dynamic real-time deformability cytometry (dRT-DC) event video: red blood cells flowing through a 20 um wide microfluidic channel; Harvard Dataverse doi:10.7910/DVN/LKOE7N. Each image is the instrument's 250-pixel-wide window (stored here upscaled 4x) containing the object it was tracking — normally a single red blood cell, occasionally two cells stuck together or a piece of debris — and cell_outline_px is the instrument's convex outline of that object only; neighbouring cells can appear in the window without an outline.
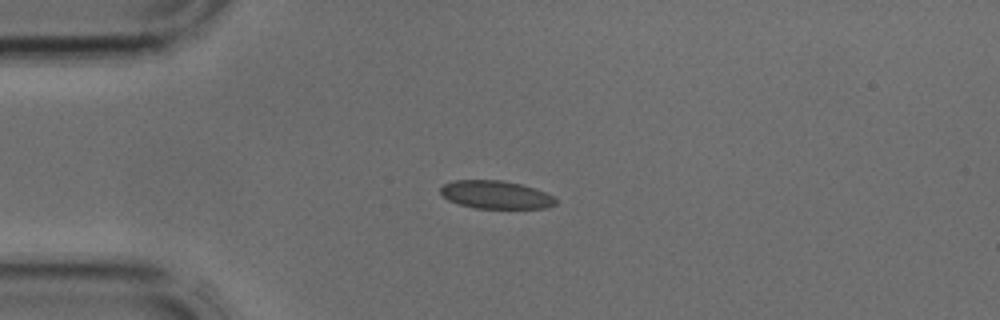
{"species": "common noctule bat (a hibernating species)", "species_latin": "Nyctalus noctula", "temperature_condition": "cold", "stored_images_in_passage": 2, "camera_frame_rate_fps": 3000, "um_per_image_px": 0.085, "animal": {"sex": "male", "body_mass_g": 17.9, "forearm_length_mm": 54.2}, "frame": {"image": 1, "passage_image": 2, "time_ms": 0.333, "image_size_px": [1000, 320], "cell_outline_px": [[556, 204], [548, 208], [476, 208], [460, 204], [448, 200], [440, 192], [440, 188], [444, 184], [456, 180], [500, 180], [520, 184], [544, 192], [552, 196], [556, 200]], "centroid_in_image_um": [42.13, 16.55], "position_along_channel_um": 42.9, "area_um2": 18.55}}